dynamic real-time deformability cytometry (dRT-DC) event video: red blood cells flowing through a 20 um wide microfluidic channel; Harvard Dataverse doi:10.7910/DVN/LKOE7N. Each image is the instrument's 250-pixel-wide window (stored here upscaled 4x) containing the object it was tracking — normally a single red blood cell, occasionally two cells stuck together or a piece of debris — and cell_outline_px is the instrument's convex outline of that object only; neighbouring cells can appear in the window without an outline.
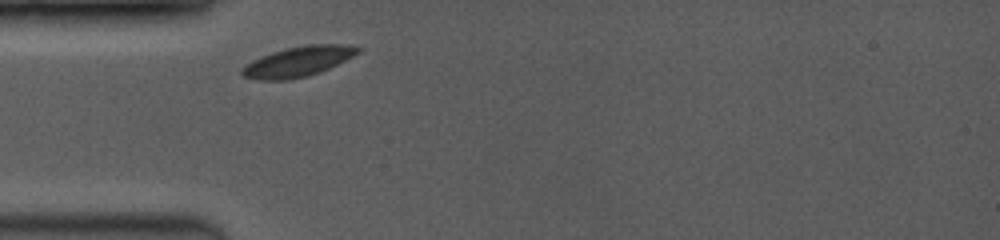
{"species": "common noctule bat (a hibernating species)", "species_latin": "Nyctalus noctula", "temperature_condition": "room temperature", "stored_images_in_passage": 17, "camera_frame_rate_fps": 3500, "um_per_image_px": 0.085, "animal": {"sex": "female", "body_mass_g": 19.0, "forearm_length_mm": 53.3}, "frame": {"image": 1, "passage_image": 1, "time_ms": 0.0, "image_size_px": [1000, 240], "cell_outline_px": [[364, 48], [360, 52], [320, 72], [304, 76], [284, 80], [260, 80], [244, 76], [240, 72], [240, 68], [252, 60], [272, 52], [284, 48], [304, 44], [344, 44]], "centroid_in_image_um": [25.32, 5.21], "position_along_channel_um": 59.7, "area_um2": 20.23}}
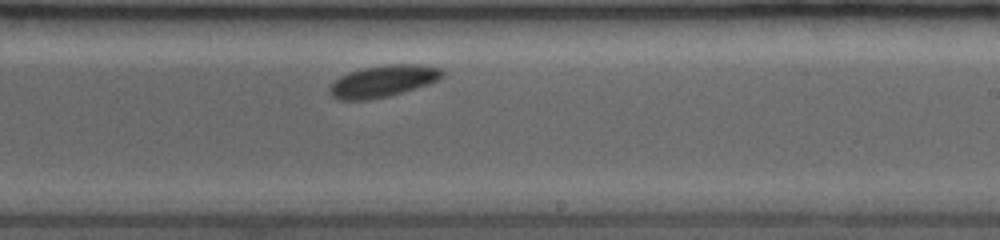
{"frame": {"image": 2, "passage_image": 10, "time_ms": 5.143, "image_size_px": [1000, 240], "cell_outline_px": [[444, 76], [428, 84], [388, 96], [368, 100], [340, 100], [332, 96], [328, 92], [328, 88], [340, 76], [348, 72], [364, 68], [388, 64], [416, 64], [444, 68]], "centroid_in_image_um": [32.56, 6.89], "position_along_channel_um": 256.4, "area_um2": 20.81}}
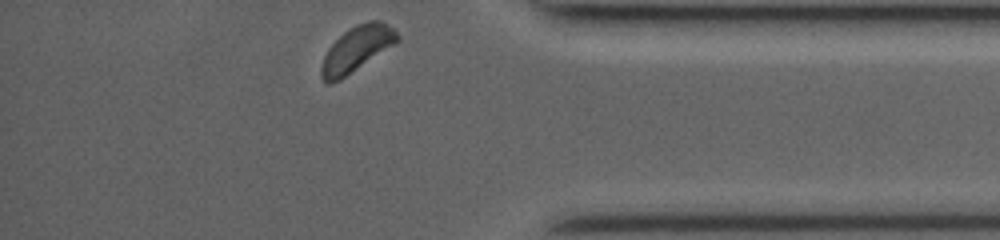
{"frame": {"image": 3, "passage_image": 17, "time_ms": 9.143, "image_size_px": [1000, 240], "cell_outline_px": [[400, 40], [396, 44], [340, 80], [328, 84], [320, 76], [320, 68], [324, 56], [328, 48], [348, 28], [356, 24], [368, 20], [380, 20], [392, 28], [400, 36]], "centroid_in_image_um": [30.33, 4.16], "position_along_channel_um": 404.9, "area_um2": 20.17}, "authors_computed_cell_mechanics": {"area_um2": 20.23, "velocity_mm_per_s": 3.8811, "shape_relaxation_time_tau1_ms": 0.8272, "shape_relaxation_time_tau2_ms": null, "deformation_change_tau1": 0.0255, "deformation_change_tau2": null}}